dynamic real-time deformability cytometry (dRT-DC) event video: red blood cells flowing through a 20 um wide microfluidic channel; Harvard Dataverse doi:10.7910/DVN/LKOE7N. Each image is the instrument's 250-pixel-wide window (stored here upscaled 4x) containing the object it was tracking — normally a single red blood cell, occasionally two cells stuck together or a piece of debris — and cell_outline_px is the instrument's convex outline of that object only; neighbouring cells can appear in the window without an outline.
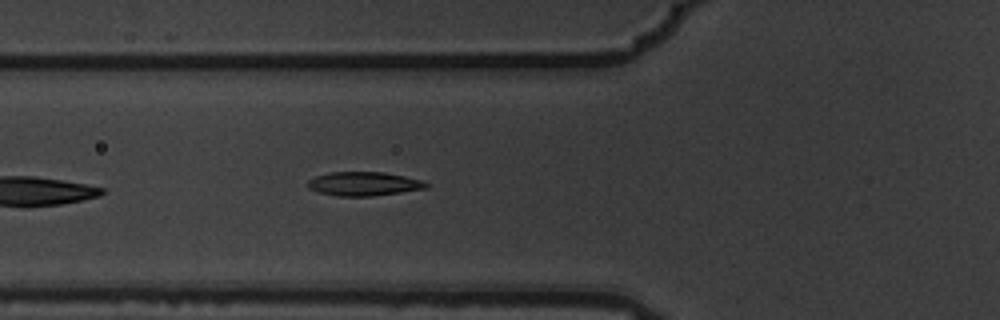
{"species": "common noctule bat (a hibernating species)", "species_latin": "Nyctalus noctula", "temperature_condition": "warm", "stored_images_in_passage": 5, "camera_frame_rate_fps": 3000, "um_per_image_px": 0.085, "animal": {"sex": "male", "body_mass_g": 19.5, "forearm_length_mm": 54.6}, "frame": {"image": 1, "passage_image": 5, "time_ms": 1.333, "image_size_px": [1000, 320], "cell_outline_px": [[428, 188], [372, 196], [336, 196], [320, 192], [308, 188], [308, 180], [316, 176], [328, 172], [384, 172], [424, 180], [428, 184]], "centroid_in_image_um": [30.94, 15.62], "position_along_channel_um": 94.9, "area_um2": 16.47}}